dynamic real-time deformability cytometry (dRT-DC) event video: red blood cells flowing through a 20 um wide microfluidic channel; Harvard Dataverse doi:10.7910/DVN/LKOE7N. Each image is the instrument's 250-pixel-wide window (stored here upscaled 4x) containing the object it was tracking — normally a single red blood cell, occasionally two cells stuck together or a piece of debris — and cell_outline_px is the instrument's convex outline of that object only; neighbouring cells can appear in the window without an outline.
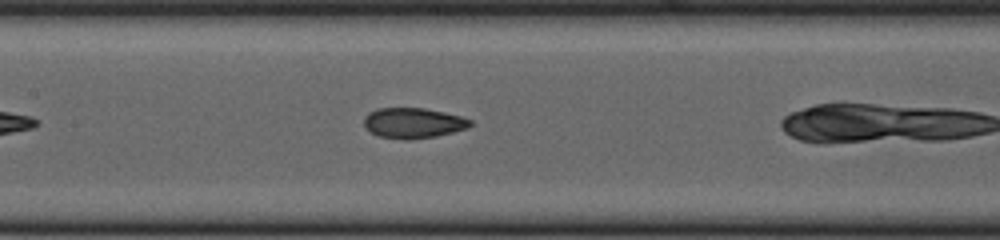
{"species": "common noctule bat (a hibernating species)", "species_latin": "Nyctalus noctula", "temperature_condition": "cold", "stored_images_in_passage": 18, "camera_frame_rate_fps": 3000, "um_per_image_px": 0.085, "animal": {"sex": "female", "body_mass_g": 23.0, "forearm_length_mm": 53.4}, "frame": {"image": 1, "passage_image": 11, "time_ms": 3.333, "image_size_px": [1000, 240], "cell_outline_px": [[472, 124], [468, 128], [436, 136], [404, 140], [380, 136], [372, 132], [364, 124], [364, 116], [368, 112], [376, 108], [424, 108], [444, 112], [460, 116], [472, 120]], "centroid_in_image_um": [35.12, 10.44], "position_along_channel_um": 172.3, "area_um2": 18.73}}